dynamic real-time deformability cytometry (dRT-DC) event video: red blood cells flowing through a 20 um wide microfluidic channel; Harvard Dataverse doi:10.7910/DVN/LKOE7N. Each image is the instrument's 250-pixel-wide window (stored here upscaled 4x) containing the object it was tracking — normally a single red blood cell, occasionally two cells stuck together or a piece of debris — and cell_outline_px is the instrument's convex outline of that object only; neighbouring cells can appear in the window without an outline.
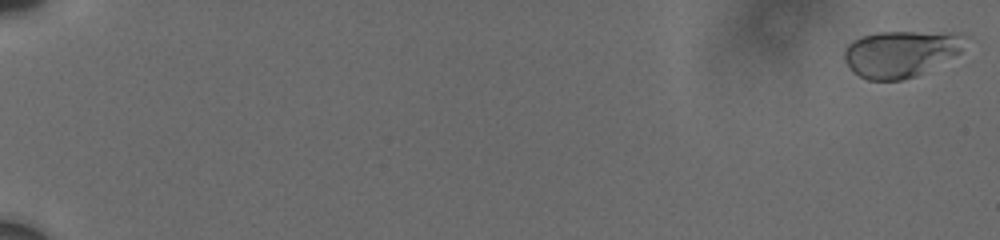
{"species": "human", "species_latin": "Homo sapiens", "temperature_condition": "cold", "stored_images_in_passage": 8, "camera_frame_rate_fps": 3000, "um_per_image_px": 0.085, "donor": {"sex": "male"}, "frame": {"image": 1, "passage_image": 1, "time_ms": 0.0, "image_size_px": [1000, 240], "cell_outline_px": [[972, 36], [960, 52], [916, 76], [900, 80], [868, 80], [860, 76], [848, 64], [844, 56], [844, 52], [848, 44], [852, 40], [864, 36], [880, 32], [960, 32]], "centroid_in_image_um": [76.65, 4.52], "position_along_channel_um": 8.4, "area_um2": 32.71}}